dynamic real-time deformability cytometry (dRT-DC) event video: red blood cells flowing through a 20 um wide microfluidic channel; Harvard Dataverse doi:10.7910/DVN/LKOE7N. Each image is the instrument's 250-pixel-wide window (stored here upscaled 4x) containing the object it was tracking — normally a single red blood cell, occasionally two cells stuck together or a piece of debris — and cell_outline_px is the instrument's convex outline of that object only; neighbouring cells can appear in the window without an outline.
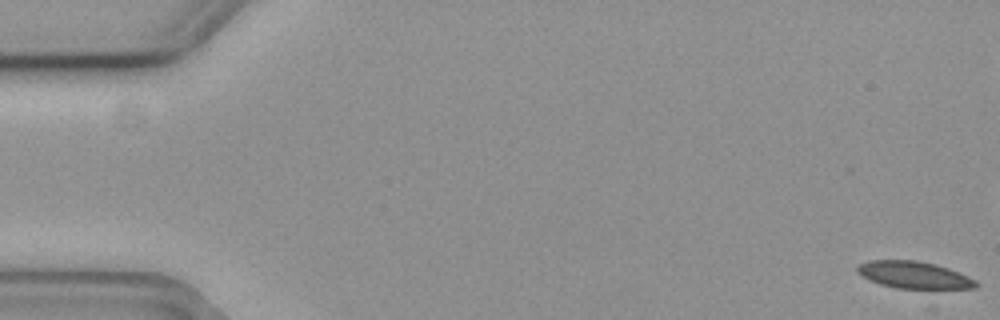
{"species": "common noctule bat (a hibernating species)", "species_latin": "Nyctalus noctula", "temperature_condition": "cold", "stored_images_in_passage": 16, "camera_frame_rate_fps": 3000, "um_per_image_px": 0.085, "animal": {"sex": "female", "body_mass_g": 19.3, "forearm_length_mm": 54.1}, "frame": {"image": 1, "passage_image": 1, "time_ms": 0.0, "image_size_px": [1000, 320], "cell_outline_px": [[980, 284], [976, 288], [932, 292], [896, 288], [880, 284], [856, 272], [856, 268], [860, 264], [868, 260], [916, 260], [936, 264], [948, 268], [968, 276], [976, 280]], "centroid_in_image_um": [77.81, 23.43], "position_along_channel_um": 7.2, "area_um2": 19.71}}